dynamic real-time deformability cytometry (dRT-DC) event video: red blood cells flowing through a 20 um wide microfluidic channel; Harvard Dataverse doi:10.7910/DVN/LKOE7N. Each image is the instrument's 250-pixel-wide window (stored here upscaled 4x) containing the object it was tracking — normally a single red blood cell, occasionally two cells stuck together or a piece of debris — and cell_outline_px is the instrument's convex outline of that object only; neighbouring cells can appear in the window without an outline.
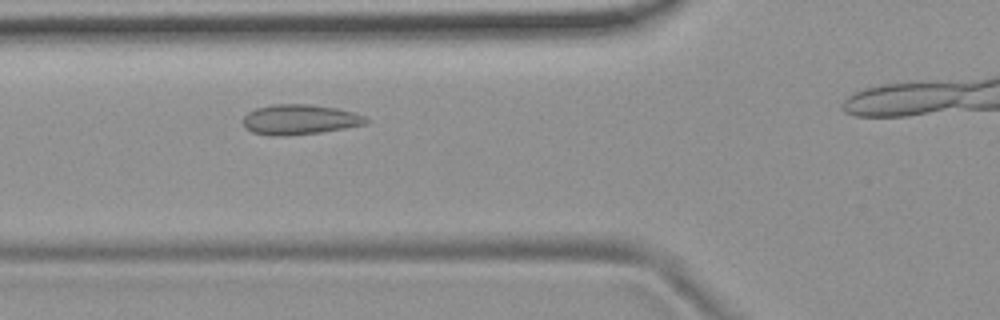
{"species": "common noctule bat (a hibernating species)", "species_latin": "Nyctalus noctula", "temperature_condition": "room temperature", "stored_images_in_passage": 34, "camera_frame_rate_fps": 3000, "um_per_image_px": 0.085, "animal": {"sex": "female", "body_mass_g": 19.9}, "frame": {"image": 1, "passage_image": 10, "time_ms": 3.0, "image_size_px": [1000, 320], "cell_outline_px": [[372, 120], [364, 124], [344, 128], [320, 132], [288, 136], [272, 136], [252, 132], [244, 128], [244, 116], [248, 112], [256, 108], [272, 104], [308, 104], [336, 108], [352, 112], [364, 116]], "centroid_in_image_um": [25.45, 10.16], "position_along_channel_um": 100.3, "area_um2": 21.56}}
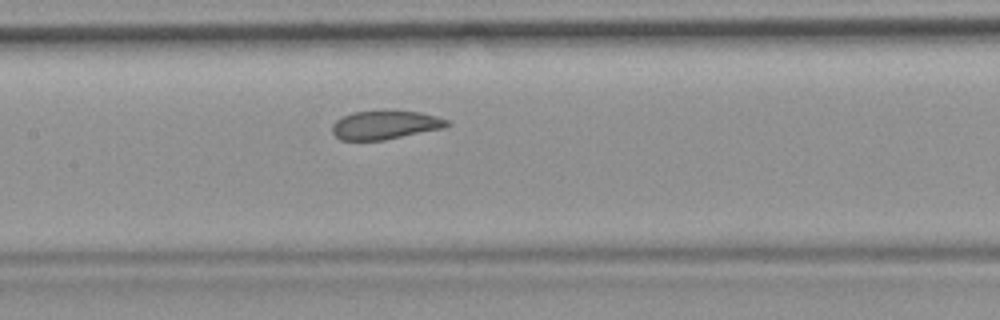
{"frame": {"image": 2, "passage_image": 16, "time_ms": 5.0, "image_size_px": [1000, 320], "cell_outline_px": [[452, 124], [444, 128], [384, 140], [340, 140], [332, 132], [332, 124], [336, 120], [352, 112], [420, 112], [436, 116], [448, 120]], "centroid_in_image_um": [32.75, 10.64], "position_along_channel_um": 174.7, "area_um2": 18.84}}
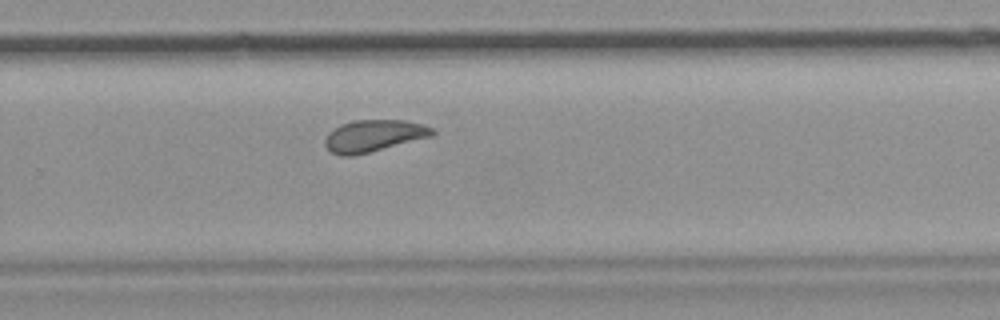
{"frame": {"image": 3, "passage_image": 26, "time_ms": 8.333, "image_size_px": [1000, 320], "cell_outline_px": [[436, 132], [432, 136], [352, 156], [340, 156], [332, 152], [324, 144], [324, 140], [328, 132], [332, 128], [340, 124], [352, 120], [404, 120], [424, 124], [432, 128]], "centroid_in_image_um": [31.73, 11.52], "position_along_channel_um": 298.1, "area_um2": 19.94}}